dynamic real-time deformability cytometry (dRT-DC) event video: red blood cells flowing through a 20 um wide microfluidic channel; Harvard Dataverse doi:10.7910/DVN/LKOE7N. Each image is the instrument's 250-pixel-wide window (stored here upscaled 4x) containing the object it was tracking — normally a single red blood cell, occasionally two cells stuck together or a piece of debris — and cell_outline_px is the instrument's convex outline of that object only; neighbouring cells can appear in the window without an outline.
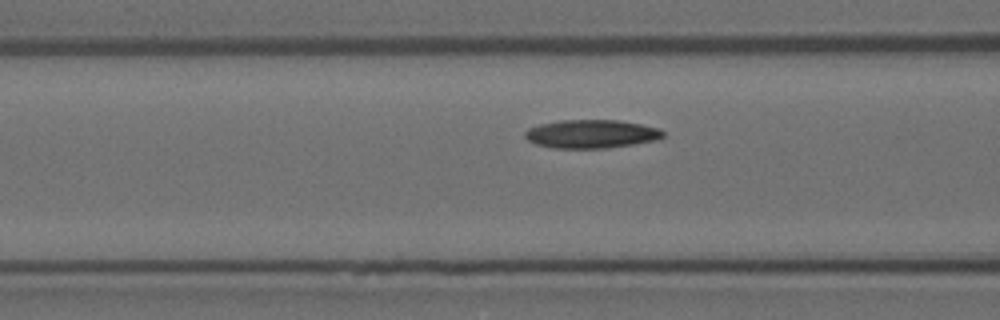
{"species": "Egyptian fruit bat (a non-hibernating species)", "species_latin": "Rousettus aegyptiacus", "temperature_condition": "room temperature", "stored_images_in_passage": 16, "camera_frame_rate_fps": 3000, "um_per_image_px": 0.085, "animal": {"sex": "female"}, "frame": {"image": 1, "passage_image": 14, "time_ms": 4.333, "image_size_px": [1000, 320], "cell_outline_px": [[664, 136], [656, 140], [632, 144], [604, 148], [552, 148], [536, 144], [528, 140], [524, 136], [524, 132], [528, 128], [540, 124], [560, 120], [620, 120], [660, 128], [664, 132]], "centroid_in_image_um": [50.25, 11.38], "position_along_channel_um": 116.4, "area_um2": 22.89}}